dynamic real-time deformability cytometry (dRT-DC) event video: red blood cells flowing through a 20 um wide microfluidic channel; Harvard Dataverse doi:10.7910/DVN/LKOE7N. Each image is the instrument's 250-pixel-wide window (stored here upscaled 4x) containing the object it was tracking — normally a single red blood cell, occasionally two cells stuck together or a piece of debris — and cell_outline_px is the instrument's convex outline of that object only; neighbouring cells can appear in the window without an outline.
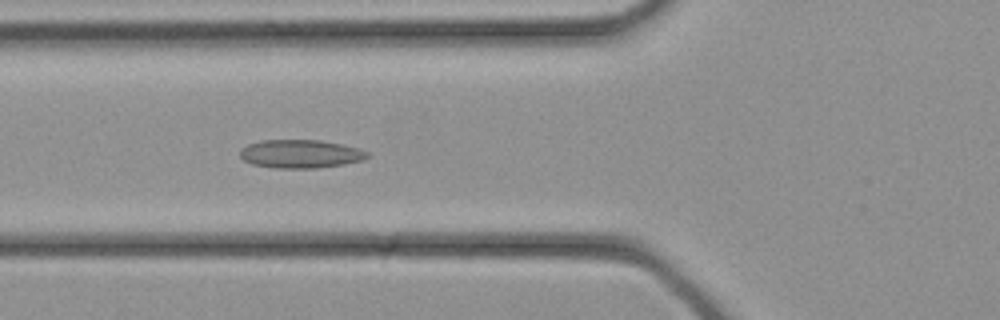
{"species": "common noctule bat (a hibernating species)", "species_latin": "Nyctalus noctula", "temperature_condition": "cold", "stored_images_in_passage": 9, "camera_frame_rate_fps": 3000, "um_per_image_px": 0.085, "animal": {"sex": "female", "body_mass_g": 21.9}, "frame": {"image": 1, "passage_image": 9, "time_ms": 2.667, "image_size_px": [1000, 320], "cell_outline_px": [[368, 156], [364, 160], [344, 164], [316, 168], [272, 168], [252, 164], [244, 160], [240, 156], [240, 148], [248, 144], [260, 140], [320, 140], [360, 148], [368, 152]], "centroid_in_image_um": [25.53, 13.08], "position_along_channel_um": 100.3, "area_um2": 21.15}}